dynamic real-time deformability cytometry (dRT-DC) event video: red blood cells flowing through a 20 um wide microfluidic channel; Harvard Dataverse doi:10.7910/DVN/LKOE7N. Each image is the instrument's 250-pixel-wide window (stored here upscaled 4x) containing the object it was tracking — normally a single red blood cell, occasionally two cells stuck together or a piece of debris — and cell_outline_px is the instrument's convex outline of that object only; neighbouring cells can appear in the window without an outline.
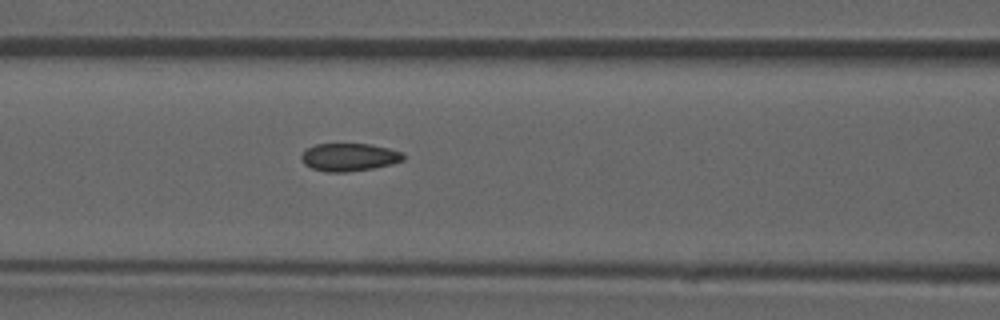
{"species": "common noctule bat (a hibernating species)", "species_latin": "Nyctalus noctula", "temperature_condition": "room temperature", "stored_images_in_passage": 53, "camera_frame_rate_fps": 3000, "um_per_image_px": 0.085, "animal": {"sex": "male", "forearm_length_mm": 52.5}, "frame": {"image": 1, "passage_image": 23, "time_ms": 7.333, "image_size_px": [1000, 320], "cell_outline_px": [[404, 160], [392, 164], [372, 168], [348, 172], [324, 172], [312, 168], [304, 164], [300, 156], [308, 148], [316, 144], [372, 144], [404, 152]], "centroid_in_image_um": [29.7, 13.36], "position_along_channel_um": 136.9, "area_um2": 16.59}, "authors_computed_cell_mechanics": {"area_um2": 16.762, "velocity_mm_per_s": 3.8923, "shape_relaxation_time_tau1_ms": null, "shape_relaxation_time_tau2_ms": 1.8305, "deformation_change_tau1": null, "deformation_change_tau2": 0.0619}}